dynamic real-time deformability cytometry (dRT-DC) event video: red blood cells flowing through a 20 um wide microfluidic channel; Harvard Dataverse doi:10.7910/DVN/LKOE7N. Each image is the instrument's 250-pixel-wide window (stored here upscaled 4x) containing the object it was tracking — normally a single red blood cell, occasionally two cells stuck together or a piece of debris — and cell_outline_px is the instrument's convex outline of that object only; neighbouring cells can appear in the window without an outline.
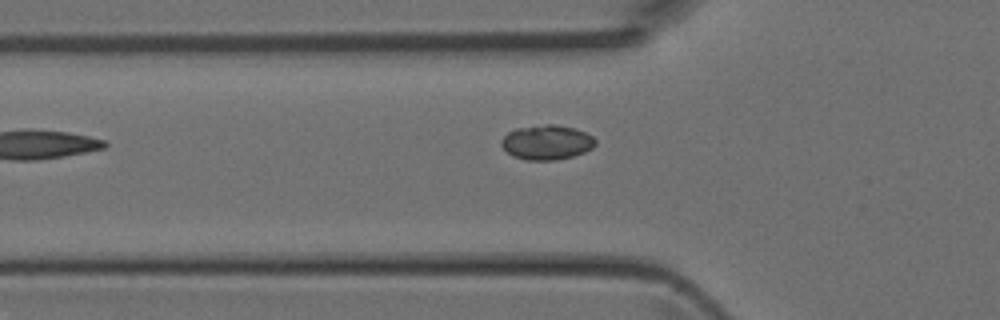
{"species": "Egyptian fruit bat (a non-hibernating species)", "species_latin": "Rousettus aegyptiacus", "temperature_condition": "room temperature", "stored_images_in_passage": 5, "camera_frame_rate_fps": 3000, "um_per_image_px": 0.085, "animal": {"sex": "female"}, "frame": {"image": 1, "passage_image": 5, "time_ms": 1.333, "image_size_px": [1000, 320], "cell_outline_px": [[596, 144], [592, 148], [584, 152], [572, 156], [556, 160], [528, 160], [512, 156], [500, 144], [500, 140], [508, 132], [516, 128], [544, 124], [556, 124], [576, 128], [592, 136], [596, 140]], "centroid_in_image_um": [46.47, 12.09], "position_along_channel_um": 79.3, "area_um2": 19.07}}